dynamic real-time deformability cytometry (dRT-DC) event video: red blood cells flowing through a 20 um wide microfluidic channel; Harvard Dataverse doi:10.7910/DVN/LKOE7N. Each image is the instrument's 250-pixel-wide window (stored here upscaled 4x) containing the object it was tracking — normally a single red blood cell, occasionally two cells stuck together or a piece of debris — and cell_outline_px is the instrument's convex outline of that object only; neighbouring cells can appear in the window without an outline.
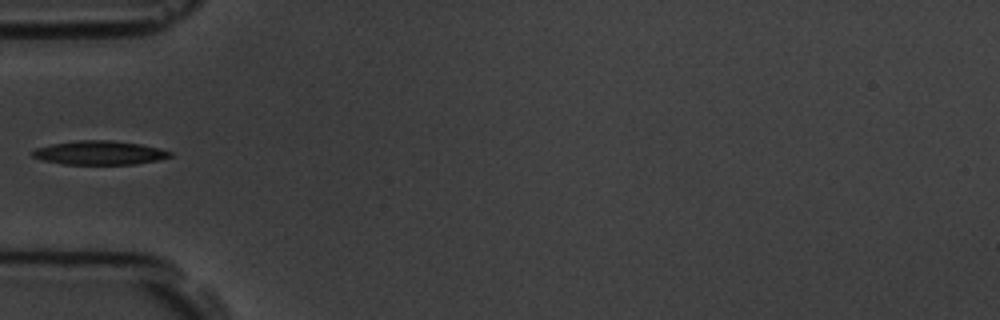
{"species": "common noctule bat (a hibernating species)", "species_latin": "Nyctalus noctula", "temperature_condition": "room temperature", "stored_images_in_passage": 7, "camera_frame_rate_fps": 3000, "um_per_image_px": 0.085, "animal": {"sex": "male", "body_mass_g": 19.5, "forearm_length_mm": 54.6}, "frame": {"image": 1, "passage_image": 6, "time_ms": 5.667, "image_size_px": [1000, 320], "cell_outline_px": [[172, 156], [156, 160], [136, 164], [64, 164], [44, 160], [32, 156], [32, 152], [36, 148], [52, 144], [76, 140], [108, 140], [140, 144], [160, 148], [172, 152]], "centroid_in_image_um": [8.47, 12.98], "position_along_channel_um": 76.5, "area_um2": 18.96}}
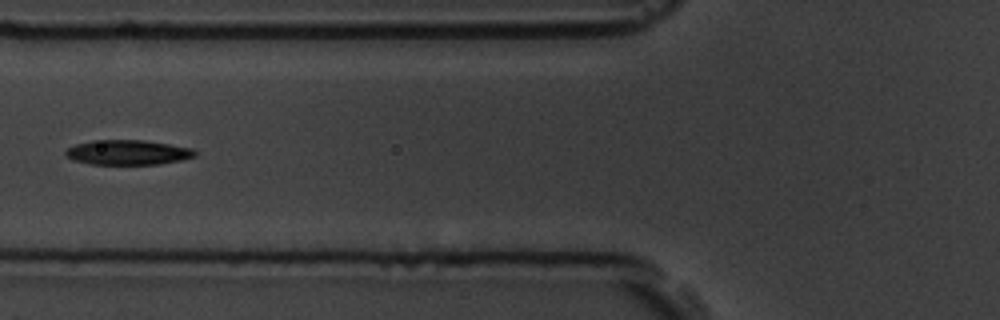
{"frame": {"image": 2, "passage_image": 7, "time_ms": 6.667, "image_size_px": [1000, 320], "cell_outline_px": [[196, 156], [180, 160], [160, 164], [92, 164], [76, 160], [68, 156], [64, 152], [68, 148], [76, 144], [92, 140], [144, 140], [192, 148], [196, 152]], "centroid_in_image_um": [10.89, 12.95], "position_along_channel_um": 114.9, "area_um2": 18.5}}